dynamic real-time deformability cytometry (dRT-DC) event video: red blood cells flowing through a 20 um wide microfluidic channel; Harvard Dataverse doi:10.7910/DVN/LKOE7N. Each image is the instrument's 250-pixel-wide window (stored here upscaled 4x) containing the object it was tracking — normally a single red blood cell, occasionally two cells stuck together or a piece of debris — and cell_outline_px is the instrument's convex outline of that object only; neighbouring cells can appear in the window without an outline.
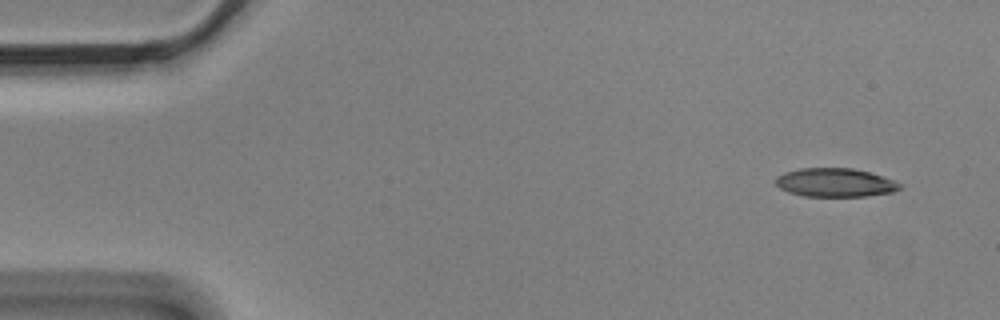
{"species": "Egyptian fruit bat (a non-hibernating species)", "species_latin": "Rousettus aegyptiacus", "temperature_condition": "cold", "stored_images_in_passage": 5, "camera_frame_rate_fps": 3000, "um_per_image_px": 0.085, "animal": {"sex": "male"}, "frame": {"image": 1, "passage_image": 1, "time_ms": 0.0, "image_size_px": [1000, 320], "cell_outline_px": [[904, 184], [900, 188], [892, 192], [864, 196], [804, 196], [788, 192], [780, 188], [776, 184], [776, 176], [784, 172], [800, 168], [852, 168], [868, 172]], "centroid_in_image_um": [70.95, 15.51], "position_along_channel_um": 14.0, "area_um2": 20.58}}
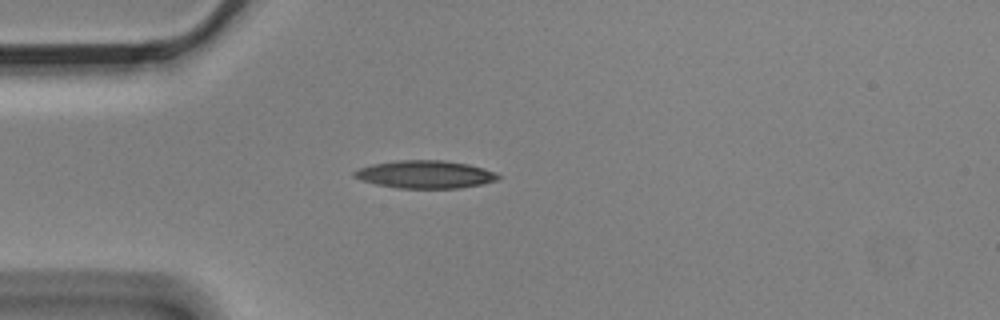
{"frame": {"image": 2, "passage_image": 4, "time_ms": 1.0, "image_size_px": [1000, 320], "cell_outline_px": [[500, 176], [496, 180], [480, 184], [460, 188], [400, 188], [376, 184], [360, 180], [352, 176], [352, 172], [360, 168], [372, 164], [396, 160], [444, 160], [468, 164], [484, 168], [496, 172]], "centroid_in_image_um": [36.11, 14.81], "position_along_channel_um": 48.9, "area_um2": 23.29}}